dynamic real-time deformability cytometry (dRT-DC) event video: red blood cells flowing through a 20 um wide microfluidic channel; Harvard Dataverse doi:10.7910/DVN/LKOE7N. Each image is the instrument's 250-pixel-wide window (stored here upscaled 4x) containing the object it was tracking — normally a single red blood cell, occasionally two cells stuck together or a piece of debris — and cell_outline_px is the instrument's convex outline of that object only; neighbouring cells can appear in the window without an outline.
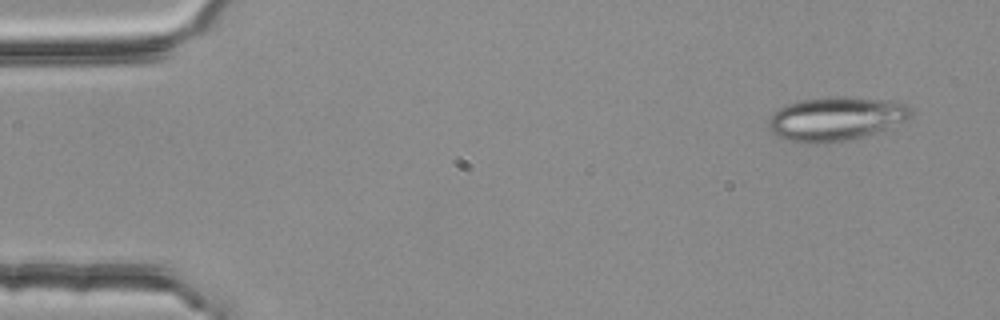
{"species": "common noctule bat (a hibernating species)", "species_latin": "Nyctalus noctula", "temperature_condition": "room temperature", "stored_images_in_passage": 3, "camera_frame_rate_fps": 3000, "um_per_image_px": 0.085, "animal": {"sex": "female", "body_mass_g": 25.1}, "frame": {"image": 1, "passage_image": 1, "time_ms": 0.0, "image_size_px": [1000, 320], "cell_outline_px": [[912, 116], [908, 120], [860, 136], [844, 140], [816, 144], [808, 144], [788, 140], [776, 136], [768, 128], [768, 120], [780, 108], [788, 104], [800, 100], [836, 96], [900, 100], [908, 104], [912, 108]], "centroid_in_image_um": [71.08, 10.07], "position_along_channel_um": 13.9, "area_um2": 36.3}}